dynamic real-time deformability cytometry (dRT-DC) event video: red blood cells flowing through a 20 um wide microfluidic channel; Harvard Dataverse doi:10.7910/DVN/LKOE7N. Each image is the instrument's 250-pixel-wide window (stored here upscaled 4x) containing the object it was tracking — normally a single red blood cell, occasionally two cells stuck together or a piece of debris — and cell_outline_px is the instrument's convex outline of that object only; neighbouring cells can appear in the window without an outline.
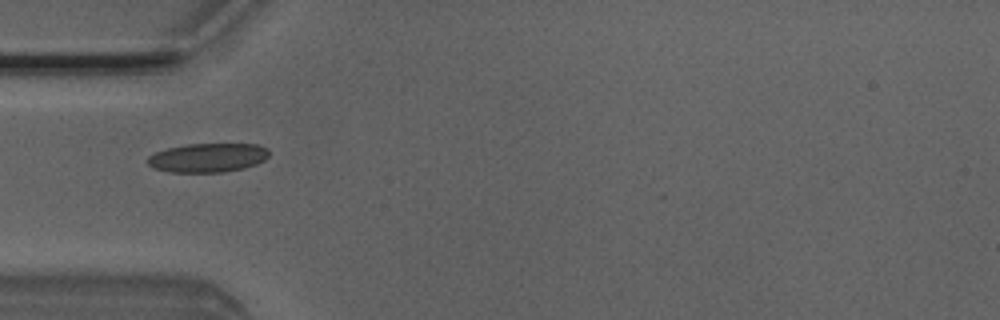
{"species": "Egyptian fruit bat (a non-hibernating species)", "species_latin": "Rousettus aegyptiacus", "temperature_condition": "room temperature", "stored_images_in_passage": 5, "camera_frame_rate_fps": 3000, "um_per_image_px": 0.085, "animal": {"sex": "male"}, "frame": {"image": 1, "passage_image": 4, "time_ms": 1.0, "image_size_px": [1000, 320], "cell_outline_px": [[268, 156], [264, 160], [256, 164], [244, 168], [224, 172], [168, 172], [152, 168], [148, 164], [148, 156], [156, 152], [168, 148], [188, 144], [260, 144], [268, 148]], "centroid_in_image_um": [17.67, 13.4], "position_along_channel_um": 67.3, "area_um2": 20.58}}